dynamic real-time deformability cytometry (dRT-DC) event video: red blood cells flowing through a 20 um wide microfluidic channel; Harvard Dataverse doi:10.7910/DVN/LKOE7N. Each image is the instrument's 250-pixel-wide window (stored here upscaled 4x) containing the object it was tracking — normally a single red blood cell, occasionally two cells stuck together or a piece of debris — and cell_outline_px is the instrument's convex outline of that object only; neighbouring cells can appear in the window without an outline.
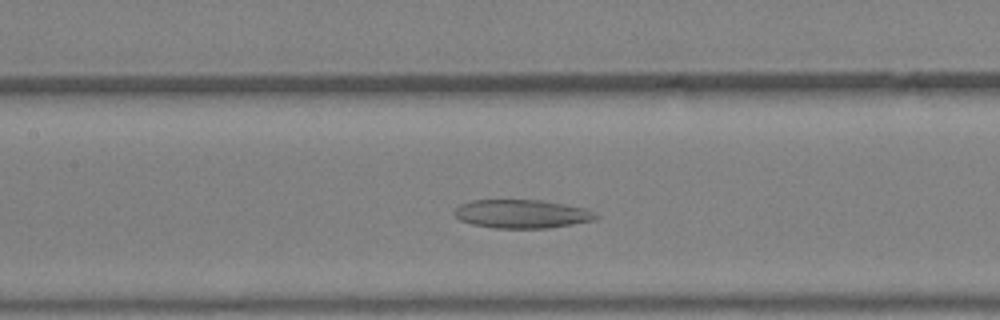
{"species": "Egyptian fruit bat (a non-hibernating species)", "species_latin": "Rousettus aegyptiacus", "temperature_condition": "warm", "stored_images_in_passage": 31, "camera_frame_rate_fps": 3000, "um_per_image_px": 0.085, "animal": {"sex": "female"}, "frame": {"image": 1, "passage_image": 14, "time_ms": 4.333, "image_size_px": [1000, 320], "cell_outline_px": [[600, 216], [596, 220], [548, 228], [496, 228], [472, 224], [460, 220], [456, 216], [456, 208], [460, 204], [472, 200], [540, 200], [588, 208], [596, 212]], "centroid_in_image_um": [44.43, 18.18], "position_along_channel_um": 163.0, "area_um2": 23.58}}
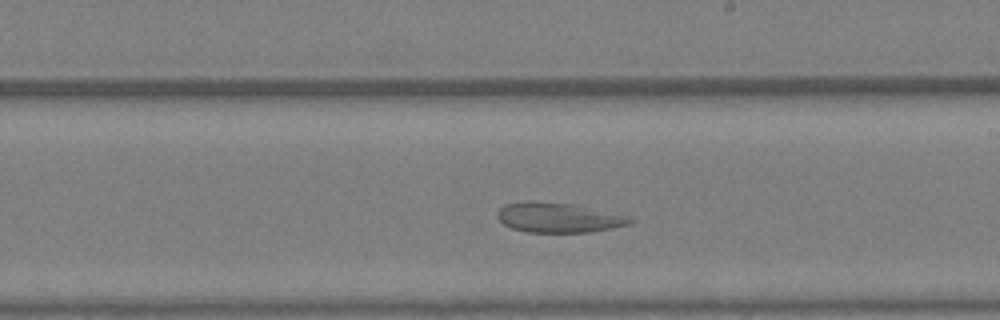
{"frame": {"image": 2, "passage_image": 19, "time_ms": 6.0, "image_size_px": [1000, 320], "cell_outline_px": [[636, 220], [632, 224], [592, 232], [528, 232], [512, 228], [504, 224], [496, 216], [496, 212], [504, 204], [524, 200], [536, 200], [576, 204], [632, 216]], "centroid_in_image_um": [47.52, 18.47], "position_along_channel_um": 241.5, "area_um2": 23.76}}
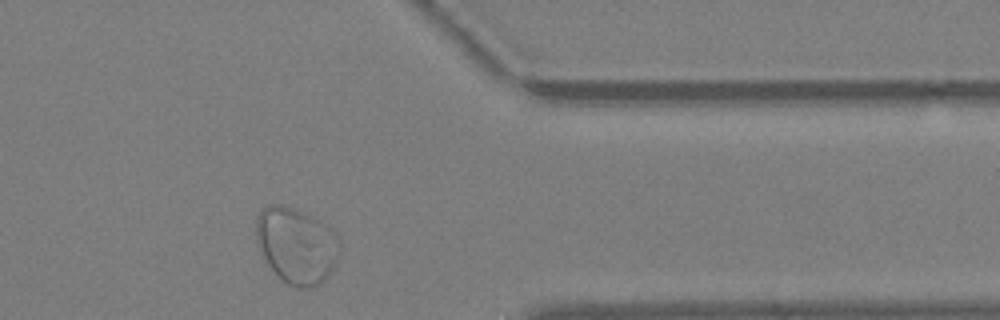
{"frame": {"image": 3, "passage_image": 29, "time_ms": 9.333, "image_size_px": [1000, 320], "cell_outline_px": [[340, 256], [336, 264], [328, 276], [320, 284], [308, 288], [300, 288], [288, 284], [268, 264], [260, 252], [256, 240], [256, 216], [268, 204], [280, 204], [292, 208], [320, 220], [340, 240]], "centroid_in_image_um": [25.2, 20.86], "position_along_channel_um": 386.2, "area_um2": 36.88}}